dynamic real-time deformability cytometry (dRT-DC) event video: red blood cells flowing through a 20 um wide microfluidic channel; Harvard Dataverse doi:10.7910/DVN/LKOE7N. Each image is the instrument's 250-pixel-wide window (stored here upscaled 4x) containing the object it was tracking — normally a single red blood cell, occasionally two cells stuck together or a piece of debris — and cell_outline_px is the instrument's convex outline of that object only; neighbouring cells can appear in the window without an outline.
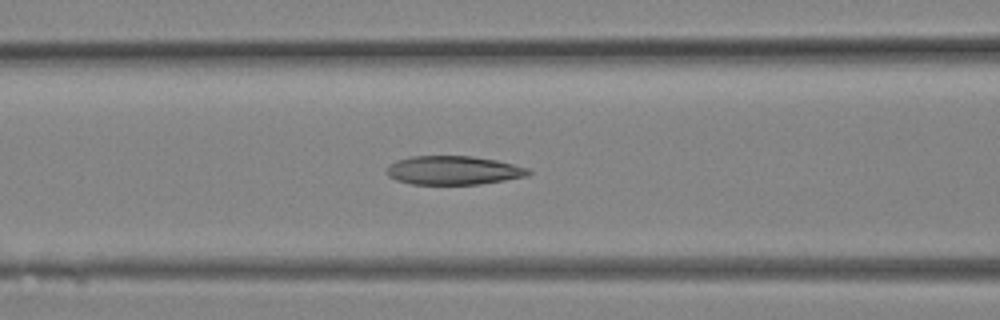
{"species": "Egyptian fruit bat (a non-hibernating species)", "species_latin": "Rousettus aegyptiacus", "temperature_condition": "room temperature", "stored_images_in_passage": 24, "camera_frame_rate_fps": 3000, "um_per_image_px": 0.085, "animal": {"sex": "female"}, "frame": {"image": 1, "passage_image": 10, "time_ms": 3.0, "image_size_px": [1000, 320], "cell_outline_px": [[532, 172], [528, 176], [480, 184], [412, 184], [396, 180], [388, 176], [388, 164], [396, 160], [408, 156], [472, 156], [496, 160], [528, 168]], "centroid_in_image_um": [38.53, 14.47], "position_along_channel_um": 128.1, "area_um2": 23.76}}
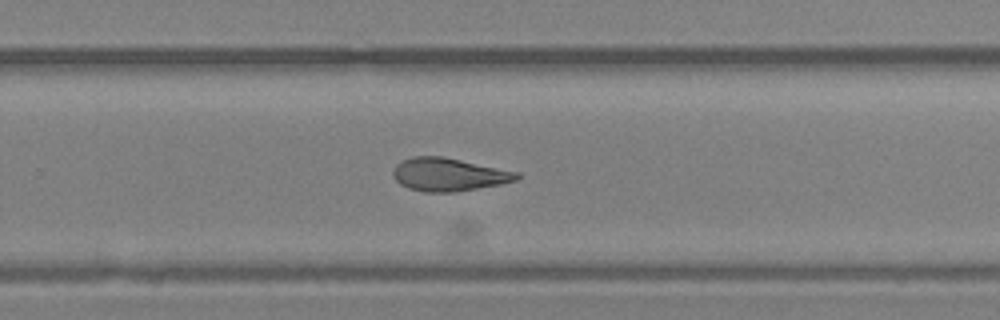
{"frame": {"image": 2, "passage_image": 16, "time_ms": 5.0, "image_size_px": [1000, 320], "cell_outline_px": [[520, 176], [516, 180], [500, 184], [456, 192], [424, 192], [408, 188], [400, 184], [392, 176], [392, 172], [396, 164], [400, 160], [412, 156], [444, 156], [520, 172]], "centroid_in_image_um": [38.12, 14.82], "position_along_channel_um": 291.7, "area_um2": 24.1}}
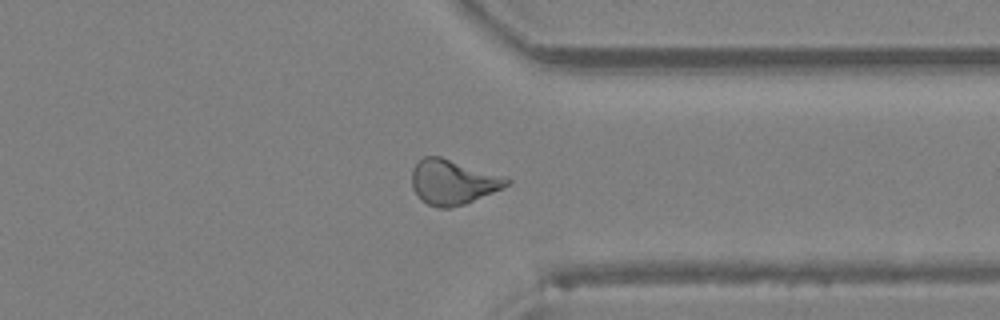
{"frame": {"image": 3, "passage_image": 19, "time_ms": 6.0, "image_size_px": [1000, 320], "cell_outline_px": [[512, 180], [508, 184], [492, 192], [464, 204], [452, 208], [440, 208], [428, 204], [412, 188], [412, 168], [424, 156], [440, 156]], "centroid_in_image_um": [38.44, 15.47], "position_along_channel_um": 373.0, "area_um2": 23.99}}